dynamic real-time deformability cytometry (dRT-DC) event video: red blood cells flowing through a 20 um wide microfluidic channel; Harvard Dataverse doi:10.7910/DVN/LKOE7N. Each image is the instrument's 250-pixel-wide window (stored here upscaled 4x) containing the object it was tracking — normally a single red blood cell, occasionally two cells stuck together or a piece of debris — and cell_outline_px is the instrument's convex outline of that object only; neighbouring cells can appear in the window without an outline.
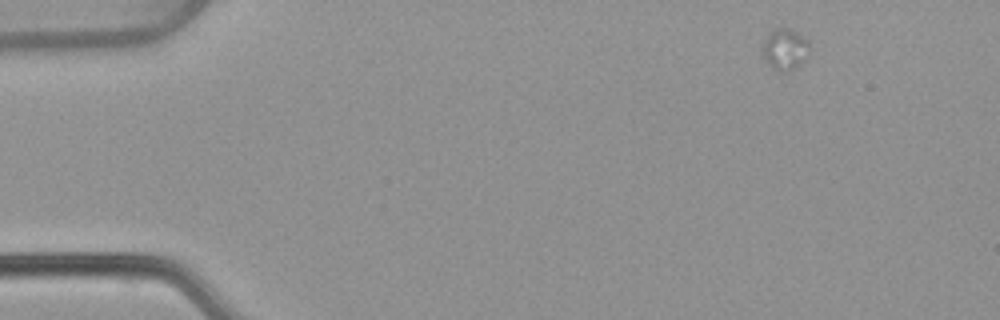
{"species": "common noctule bat (a hibernating species)", "species_latin": "Nyctalus noctula", "temperature_condition": "warm", "stored_images_in_passage": 15, "camera_frame_rate_fps": 3000, "um_per_image_px": 0.085, "animal": {"sex": "female", "body_mass_g": 22.7, "forearm_length_mm": 54.2}, "frame": {"image": 1, "passage_image": 1, "time_ms": 0.0, "image_size_px": [1000, 320], "cell_outline_px": [[812, 48], [792, 68], [784, 72], [780, 72], [772, 68], [764, 60], [764, 40], [776, 28], [788, 28], [800, 32], [808, 40]], "centroid_in_image_um": [66.74, 4.15], "position_along_channel_um": 18.3, "area_um2": 10.92}}